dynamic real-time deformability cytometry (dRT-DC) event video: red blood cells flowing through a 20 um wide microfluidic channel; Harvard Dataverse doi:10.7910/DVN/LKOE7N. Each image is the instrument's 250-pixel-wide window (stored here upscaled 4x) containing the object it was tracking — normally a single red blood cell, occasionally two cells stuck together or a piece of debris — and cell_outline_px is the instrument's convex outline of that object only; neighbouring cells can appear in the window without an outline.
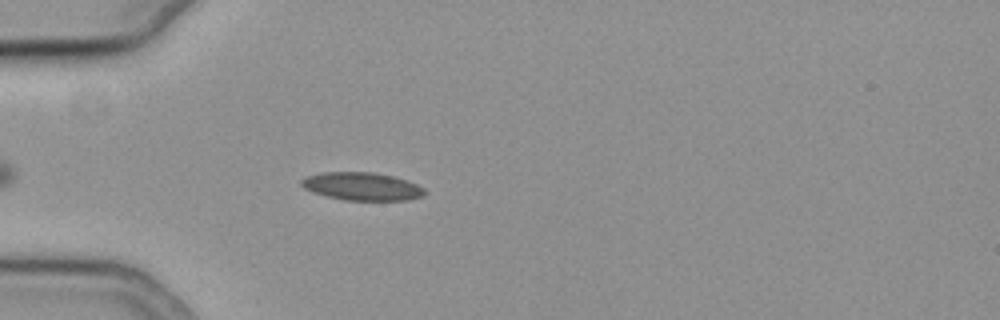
{"species": "common noctule bat (a hibernating species)", "species_latin": "Nyctalus noctula", "temperature_condition": "cold", "stored_images_in_passage": 56, "camera_frame_rate_fps": 3000, "um_per_image_px": 0.085, "animal": {"sex": "female", "body_mass_g": 19.3, "forearm_length_mm": 54.1}, "frame": {"image": 1, "passage_image": 17, "time_ms": 5.333, "image_size_px": [1000, 320], "cell_outline_px": [[428, 192], [424, 196], [408, 200], [344, 200], [312, 192], [304, 188], [300, 184], [300, 180], [304, 176], [320, 172], [372, 172], [392, 176], [408, 180], [424, 188]], "centroid_in_image_um": [30.77, 15.84], "position_along_channel_um": 54.2, "area_um2": 20.29}}
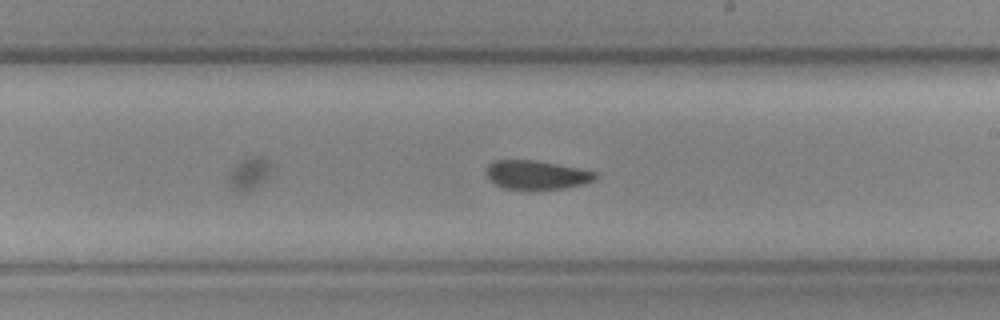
{"frame": {"image": 2, "passage_image": 33, "time_ms": 10.667, "image_size_px": [1000, 320], "cell_outline_px": [[600, 176], [596, 180], [584, 184], [564, 188], [532, 192], [528, 192], [504, 188], [488, 180], [484, 172], [488, 164], [496, 160], [536, 160], [596, 172]], "centroid_in_image_um": [45.58, 14.91], "position_along_channel_um": 243.4, "area_um2": 19.13}}
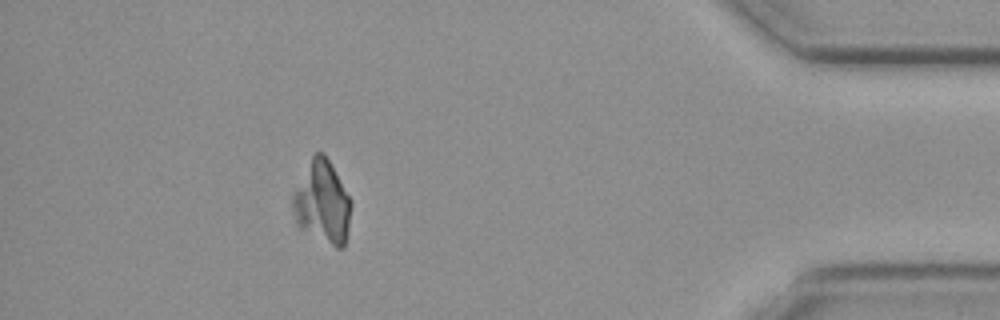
{"frame": {"image": 3, "passage_image": 50, "time_ms": 16.333, "image_size_px": [1000, 320], "cell_outline_px": [[352, 204], [348, 228], [344, 248], [336, 248], [300, 228], [296, 224], [292, 208], [292, 192], [312, 156], [316, 152], [324, 152], [352, 200]], "centroid_in_image_um": [27.39, 17.2], "position_along_channel_um": 407.8, "area_um2": 28.15}, "authors_computed_cell_mechanics": {"area_um2": 19.5364, "velocity_mm_per_s": 3.7589, "shape_relaxation_time_tau1_ms": null, "shape_relaxation_time_tau2_ms": 5.4174, "deformation_change_tau1": null, "deformation_change_tau2": 0.1002}}